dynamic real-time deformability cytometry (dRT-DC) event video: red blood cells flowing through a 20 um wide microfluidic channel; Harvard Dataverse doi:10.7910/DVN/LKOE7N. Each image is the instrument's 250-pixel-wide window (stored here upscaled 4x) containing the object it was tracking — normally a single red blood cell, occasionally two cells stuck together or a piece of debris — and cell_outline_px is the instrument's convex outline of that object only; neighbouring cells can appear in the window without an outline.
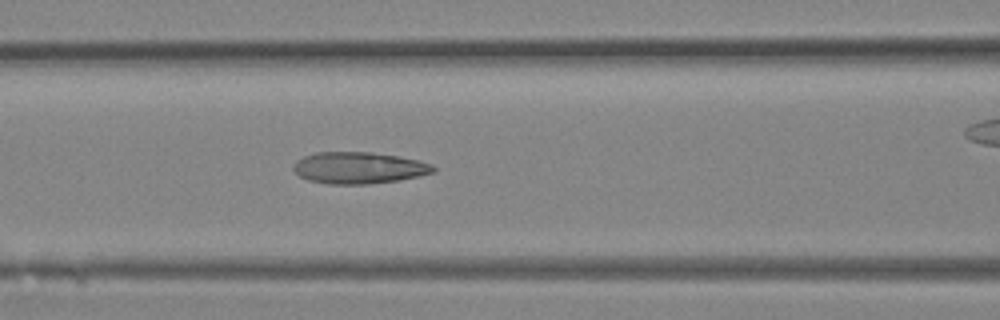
{"species": "Egyptian fruit bat (a non-hibernating species)", "species_latin": "Rousettus aegyptiacus", "temperature_condition": "room temperature", "stored_images_in_passage": 18, "camera_frame_rate_fps": 3000, "um_per_image_px": 0.085, "animal": {"sex": "female"}, "frame": {"image": 1, "passage_image": 13, "time_ms": 4.0, "image_size_px": [1000, 320], "cell_outline_px": [[436, 172], [400, 180], [368, 184], [328, 184], [308, 180], [300, 176], [292, 168], [296, 160], [304, 156], [316, 152], [372, 152], [396, 156], [416, 160], [432, 164], [436, 168]], "centroid_in_image_um": [30.49, 14.27], "position_along_channel_um": 136.1, "area_um2": 25.78}}